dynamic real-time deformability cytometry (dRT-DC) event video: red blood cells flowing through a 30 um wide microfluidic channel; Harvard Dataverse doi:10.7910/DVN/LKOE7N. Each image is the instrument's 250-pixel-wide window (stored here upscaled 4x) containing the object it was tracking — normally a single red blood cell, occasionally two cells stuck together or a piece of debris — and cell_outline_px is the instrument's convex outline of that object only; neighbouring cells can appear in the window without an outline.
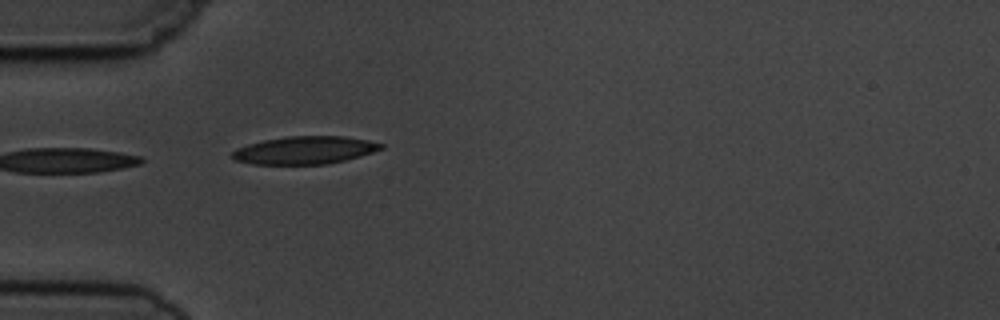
{"species": "common noctule bat (a hibernating species)", "species_latin": "Nyctalus noctula", "temperature_condition": "cold", "stored_images_in_passage": 1, "camera_frame_rate_fps": 3000, "um_per_image_px": 0.085, "animal": {"sex": "male", "body_mass_g": 19.5, "forearm_length_mm": 54.6}, "frame": {"image": 1, "passage_image": 1, "time_ms": 0.0, "image_size_px": [1000, 320], "cell_outline_px": [[384, 148], [360, 156], [328, 164], [252, 164], [232, 160], [232, 152], [236, 148], [248, 144], [264, 140], [288, 136], [344, 136], [368, 140], [384, 144]], "centroid_in_image_um": [25.89, 12.76], "position_along_channel_um": 59.1, "area_um2": 24.1}}